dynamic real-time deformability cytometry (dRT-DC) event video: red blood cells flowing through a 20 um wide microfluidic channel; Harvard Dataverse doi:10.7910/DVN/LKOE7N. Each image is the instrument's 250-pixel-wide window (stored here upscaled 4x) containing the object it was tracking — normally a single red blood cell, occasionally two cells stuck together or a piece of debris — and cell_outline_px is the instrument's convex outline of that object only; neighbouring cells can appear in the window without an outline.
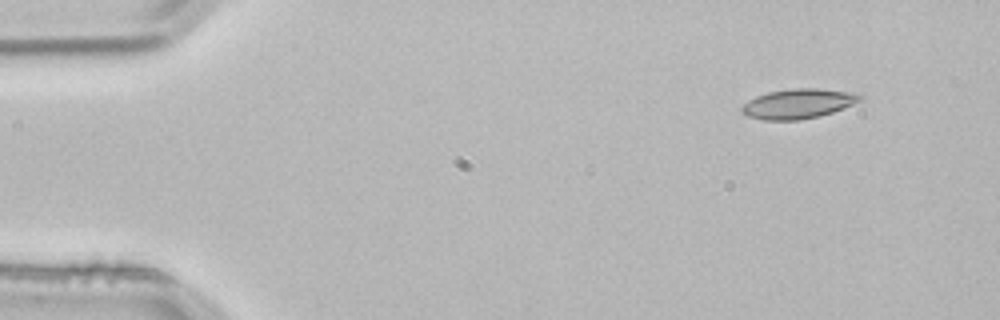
{"species": "common noctule bat (a hibernating species)", "species_latin": "Nyctalus noctula", "temperature_condition": "room temperature", "stored_images_in_passage": 3, "camera_frame_rate_fps": 3000, "um_per_image_px": 0.085, "animal": {"sex": "male", "body_mass_g": 21.5, "forearm_length_mm": 52.0}, "frame": {"image": 1, "passage_image": 1, "time_ms": 0.0, "image_size_px": [1000, 320], "cell_outline_px": [[864, 96], [860, 100], [852, 104], [832, 112], [820, 116], [800, 120], [764, 120], [748, 116], [740, 112], [740, 108], [748, 100], [756, 96], [768, 92], [792, 88], [816, 88], [848, 92]], "centroid_in_image_um": [67.79, 8.82], "position_along_channel_um": 17.2, "area_um2": 20.35}}
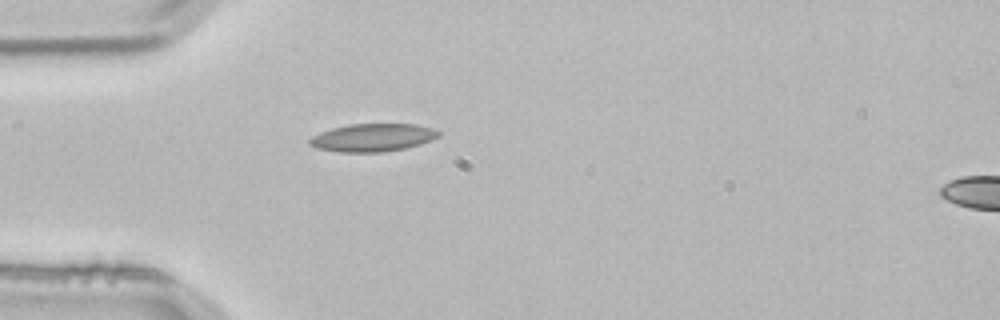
{"frame": {"image": 2, "passage_image": 3, "time_ms": 0.667, "image_size_px": [1000, 320], "cell_outline_px": [[440, 136], [420, 144], [404, 148], [384, 152], [340, 152], [316, 148], [308, 144], [308, 140], [312, 136], [320, 132], [332, 128], [348, 124], [416, 124], [432, 128], [440, 132]], "centroid_in_image_um": [31.65, 11.69], "position_along_channel_um": 53.3, "area_um2": 20.98}}